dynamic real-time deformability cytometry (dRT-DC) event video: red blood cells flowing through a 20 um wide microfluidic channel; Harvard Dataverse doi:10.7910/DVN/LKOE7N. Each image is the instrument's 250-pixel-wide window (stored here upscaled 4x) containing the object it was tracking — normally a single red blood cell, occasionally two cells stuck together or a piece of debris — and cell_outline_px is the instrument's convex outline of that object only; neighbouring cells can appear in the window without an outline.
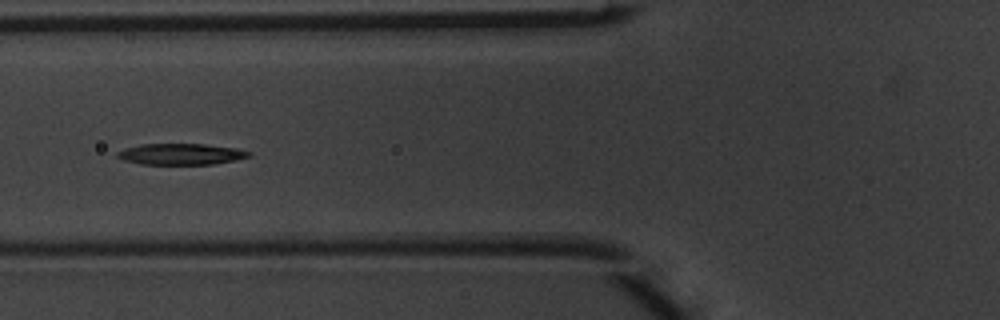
{"species": "common noctule bat (a hibernating species)", "species_latin": "Nyctalus noctula", "temperature_condition": "warm", "stored_images_in_passage": 6, "camera_frame_rate_fps": 3000, "um_per_image_px": 0.085, "animal": {"sex": "male", "body_mass_g": 20.1, "forearm_length_mm": 53.5}, "frame": {"image": 1, "passage_image": 5, "time_ms": 1.333, "image_size_px": [1000, 320], "cell_outline_px": [[252, 156], [212, 164], [140, 164], [124, 160], [116, 156], [116, 152], [124, 148], [140, 144], [204, 144], [236, 148], [252, 152]], "centroid_in_image_um": [15.35, 13.09], "position_along_channel_um": 110.4, "area_um2": 16.18}}
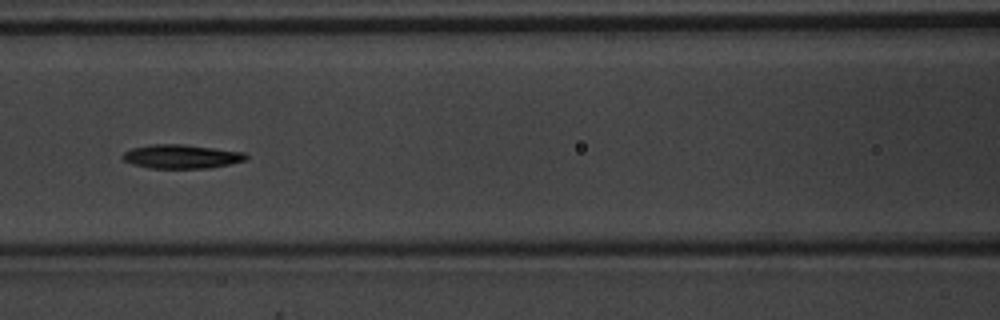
{"frame": {"image": 2, "passage_image": 6, "time_ms": 1.667, "image_size_px": [1000, 320], "cell_outline_px": [[248, 160], [232, 164], [208, 168], [148, 168], [132, 164], [124, 160], [120, 156], [124, 152], [132, 148], [148, 144], [184, 144], [244, 152], [248, 156]], "centroid_in_image_um": [15.43, 13.3], "position_along_channel_um": 151.2, "area_um2": 17.4}}